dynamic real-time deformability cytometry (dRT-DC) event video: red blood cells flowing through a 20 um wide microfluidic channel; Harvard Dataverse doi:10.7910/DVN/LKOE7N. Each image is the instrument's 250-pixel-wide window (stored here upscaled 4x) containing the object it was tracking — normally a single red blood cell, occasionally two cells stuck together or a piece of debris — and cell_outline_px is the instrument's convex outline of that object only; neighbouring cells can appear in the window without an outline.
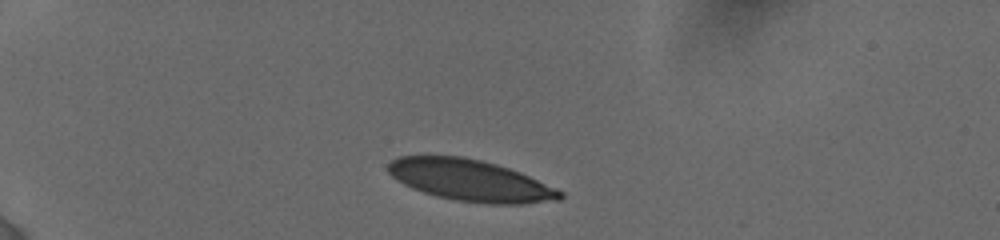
{"species": "human", "species_latin": "Homo sapiens", "temperature_condition": "cold", "stored_images_in_passage": 5, "camera_frame_rate_fps": 3000, "um_per_image_px": 0.085, "donor": {"sex": "female"}, "frame": {"image": 1, "passage_image": 1, "time_ms": 0.0, "image_size_px": [1000, 240], "cell_outline_px": [[564, 196], [560, 200], [524, 204], [484, 204], [456, 200], [436, 196], [412, 188], [404, 184], [392, 176], [388, 172], [388, 164], [392, 160], [400, 156], [460, 156], [480, 160], [496, 164], [520, 172], [556, 188], [564, 192]], "centroid_in_image_um": [40.01, 15.35], "position_along_channel_um": 45.0, "area_um2": 41.44}}
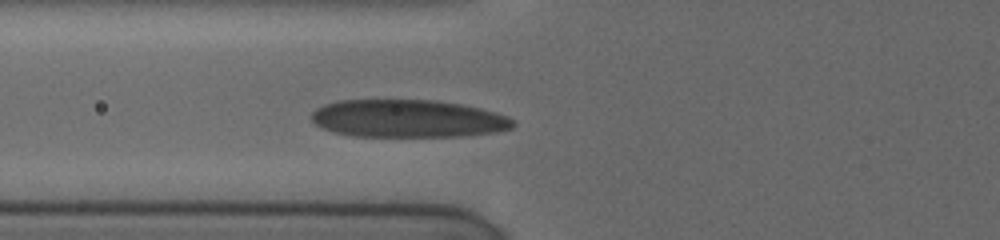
{"frame": {"image": 2, "passage_image": 5, "time_ms": 2.667, "image_size_px": [1000, 240], "cell_outline_px": [[516, 124], [512, 128], [496, 132], [464, 136], [352, 136], [332, 132], [316, 124], [312, 120], [312, 112], [316, 108], [324, 104], [336, 100], [436, 100], [460, 104], [480, 108], [496, 112], [508, 116]], "centroid_in_image_um": [34.67, 10.08], "position_along_channel_um": 91.1, "area_um2": 44.45}}